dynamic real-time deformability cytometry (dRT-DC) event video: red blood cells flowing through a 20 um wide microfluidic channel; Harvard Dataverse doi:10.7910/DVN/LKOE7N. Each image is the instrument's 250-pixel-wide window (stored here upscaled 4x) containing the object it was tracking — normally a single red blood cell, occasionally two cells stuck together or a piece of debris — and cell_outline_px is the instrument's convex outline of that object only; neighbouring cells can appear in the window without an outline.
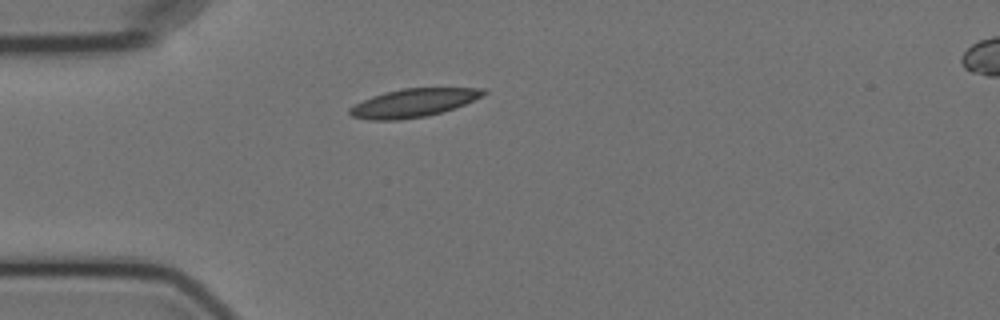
{"species": "Egyptian fruit bat (a non-hibernating species)", "species_latin": "Rousettus aegyptiacus", "temperature_condition": "cold", "stored_images_in_passage": 5, "camera_frame_rate_fps": 3000, "um_per_image_px": 0.085, "animal": {"sex": "female"}, "frame": {"image": 1, "passage_image": 4, "time_ms": 4.333, "image_size_px": [1000, 320], "cell_outline_px": [[488, 92], [464, 104], [440, 112], [424, 116], [400, 120], [368, 120], [352, 116], [348, 112], [348, 108], [372, 96], [384, 92], [404, 88], [484, 88]], "centroid_in_image_um": [35.09, 8.74], "position_along_channel_um": 49.9, "area_um2": 21.73}}